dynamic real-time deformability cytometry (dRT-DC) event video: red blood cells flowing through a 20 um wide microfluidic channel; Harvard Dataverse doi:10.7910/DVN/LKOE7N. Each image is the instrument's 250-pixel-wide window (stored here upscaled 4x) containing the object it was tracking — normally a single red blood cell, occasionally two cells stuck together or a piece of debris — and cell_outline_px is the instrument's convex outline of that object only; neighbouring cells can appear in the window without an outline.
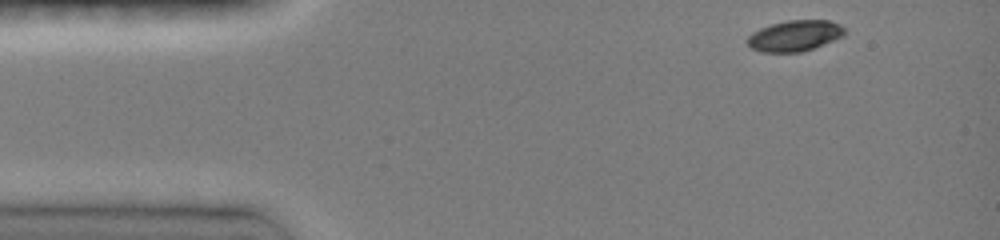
{"species": "common noctule bat (a hibernating species)", "species_latin": "Nyctalus noctula", "temperature_condition": "room temperature", "stored_images_in_passage": 48, "camera_frame_rate_fps": 3000, "um_per_image_px": 0.085, "animal": {"sex": "female", "body_mass_g": 19.0, "forearm_length_mm": 51.5}, "frame": {"image": 1, "passage_image": 1, "time_ms": 0.0, "image_size_px": [1000, 240], "cell_outline_px": [[848, 32], [844, 36], [812, 48], [800, 52], [760, 52], [752, 48], [744, 40], [752, 32], [760, 28], [772, 24], [788, 20], [828, 20], [840, 24]], "centroid_in_image_um": [67.55, 3.03], "position_along_channel_um": 17.5, "area_um2": 17.57}}
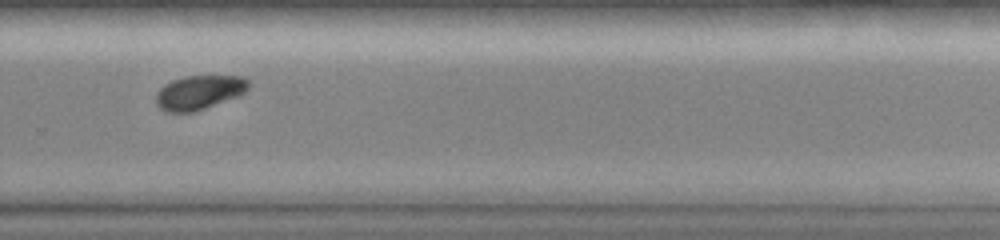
{"frame": {"image": 2, "passage_image": 36, "time_ms": 9.333, "image_size_px": [1000, 240], "cell_outline_px": [[248, 88], [240, 96], [192, 112], [168, 112], [160, 108], [156, 104], [156, 92], [164, 84], [172, 80], [184, 76], [244, 76], [248, 80]], "centroid_in_image_um": [16.92, 7.84], "position_along_channel_um": 312.9, "area_um2": 18.44}}
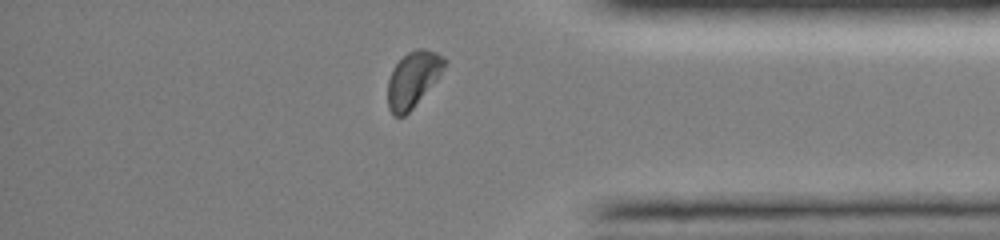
{"frame": {"image": 3, "passage_image": 44, "time_ms": 11.667, "image_size_px": [1000, 240], "cell_outline_px": [[448, 60], [444, 68], [436, 80], [412, 108], [404, 116], [396, 116], [388, 108], [388, 80], [392, 68], [408, 52], [416, 48], [424, 48], [436, 52], [444, 56]], "centroid_in_image_um": [35.11, 6.7], "position_along_channel_um": 400.1, "area_um2": 18.21}, "authors_computed_cell_mechanics": {"area_um2": 18.8717, "velocity_mm_per_s": 4.0221, "shape_relaxation_time_tau1_ms": 2.1501, "shape_relaxation_time_tau2_ms": null, "deformation_change_tau1": 0.1057, "deformation_change_tau2": null}}